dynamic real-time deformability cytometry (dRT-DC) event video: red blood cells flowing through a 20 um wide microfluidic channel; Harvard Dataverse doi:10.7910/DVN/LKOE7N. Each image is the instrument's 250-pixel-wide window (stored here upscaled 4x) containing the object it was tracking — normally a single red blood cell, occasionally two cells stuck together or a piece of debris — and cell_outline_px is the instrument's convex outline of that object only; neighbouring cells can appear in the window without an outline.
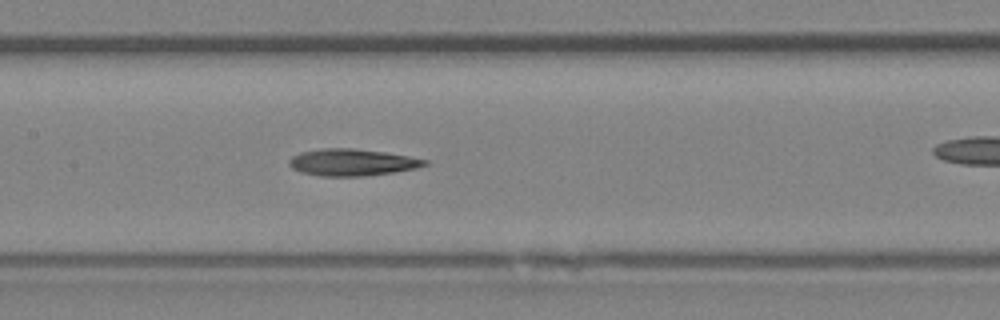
{"species": "Egyptian fruit bat (a non-hibernating species)", "species_latin": "Rousettus aegyptiacus", "temperature_condition": "room temperature", "stored_images_in_passage": 34, "camera_frame_rate_fps": 3000, "um_per_image_px": 0.085, "animal": {"sex": "female"}, "frame": {"image": 1, "passage_image": 20, "time_ms": 6.333, "image_size_px": [1000, 320], "cell_outline_px": [[428, 164], [416, 168], [396, 172], [368, 176], [320, 176], [300, 172], [292, 168], [288, 164], [288, 160], [292, 156], [300, 152], [324, 148], [352, 148], [384, 152], [408, 156], [428, 160]], "centroid_in_image_um": [29.91, 13.8], "position_along_channel_um": 177.5, "area_um2": 21.33}}